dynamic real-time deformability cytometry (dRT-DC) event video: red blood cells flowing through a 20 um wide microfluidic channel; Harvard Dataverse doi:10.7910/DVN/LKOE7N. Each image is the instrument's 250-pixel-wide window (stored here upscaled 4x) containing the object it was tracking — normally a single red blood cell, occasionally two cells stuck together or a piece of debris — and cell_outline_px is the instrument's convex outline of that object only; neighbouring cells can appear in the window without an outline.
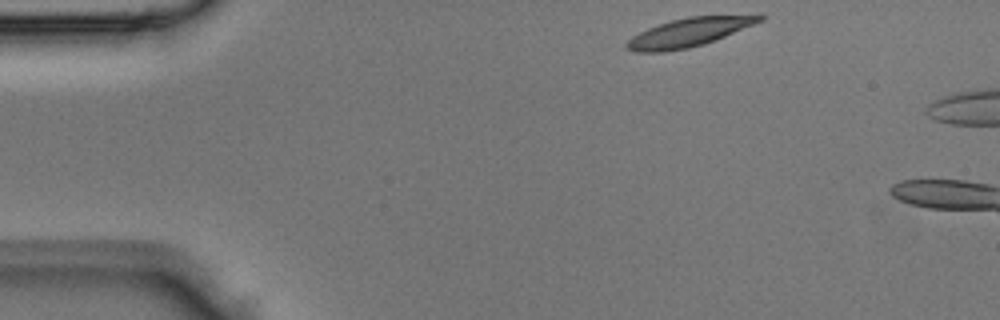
{"species": "Egyptian fruit bat (a non-hibernating species)", "species_latin": "Rousettus aegyptiacus", "temperature_condition": "room temperature", "stored_images_in_passage": 5, "camera_frame_rate_fps": 3000, "um_per_image_px": 0.085, "animal": {"sex": "male"}, "frame": {"image": 1, "passage_image": 1, "time_ms": 0.0, "image_size_px": [1000, 320], "cell_outline_px": [[764, 20], [704, 44], [688, 48], [664, 52], [636, 52], [624, 48], [624, 44], [632, 36], [648, 28], [672, 20], [688, 16], [756, 12], [760, 12], [764, 16]], "centroid_in_image_um": [58.66, 2.7], "position_along_channel_um": 26.3, "area_um2": 22.83}}